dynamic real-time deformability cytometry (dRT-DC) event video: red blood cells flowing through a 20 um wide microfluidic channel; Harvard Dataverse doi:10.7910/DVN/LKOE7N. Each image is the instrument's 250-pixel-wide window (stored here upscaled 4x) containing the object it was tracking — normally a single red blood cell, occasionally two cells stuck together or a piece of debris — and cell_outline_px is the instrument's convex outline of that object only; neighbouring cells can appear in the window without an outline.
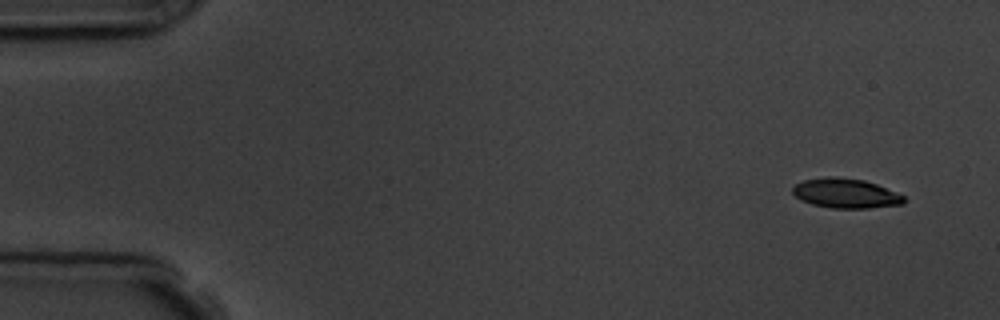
{"species": "common noctule bat (a hibernating species)", "species_latin": "Nyctalus noctula", "temperature_condition": "room temperature", "stored_images_in_passage": 6, "segment_of_instrument_passage": [1, 2], "camera_frame_rate_fps": 3000, "um_per_image_px": 0.085, "animal": {"sex": "male", "body_mass_g": 19.5, "forearm_length_mm": 54.6}, "frame": {"image": 1, "passage_image": 1, "time_ms": 0.0, "image_size_px": [1000, 320], "cell_outline_px": [[904, 204], [868, 208], [832, 208], [812, 204], [796, 196], [792, 192], [792, 188], [796, 184], [804, 180], [828, 176], [832, 176], [864, 180], [876, 184], [896, 192], [904, 196]], "centroid_in_image_um": [71.89, 16.43], "position_along_channel_um": 13.1, "area_um2": 19.02}}